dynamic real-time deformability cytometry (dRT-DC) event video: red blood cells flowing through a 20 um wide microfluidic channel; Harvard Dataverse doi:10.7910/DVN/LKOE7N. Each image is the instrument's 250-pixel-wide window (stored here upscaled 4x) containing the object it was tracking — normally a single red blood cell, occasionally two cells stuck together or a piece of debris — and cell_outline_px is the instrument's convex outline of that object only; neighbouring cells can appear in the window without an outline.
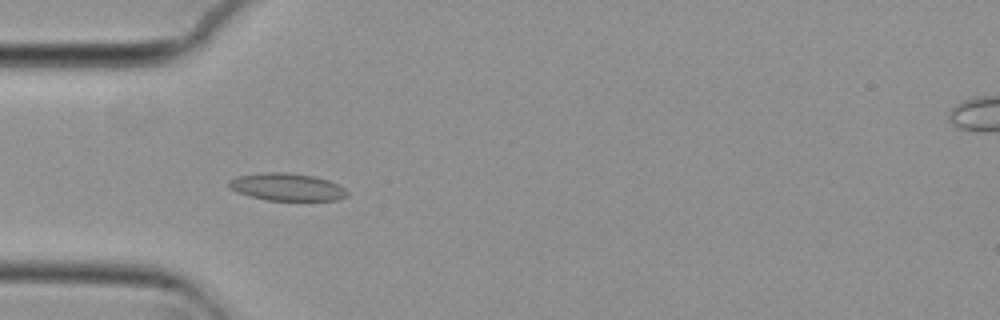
{"species": "common noctule bat (a hibernating species)", "species_latin": "Nyctalus noctula", "temperature_condition": "cold", "stored_images_in_passage": 53, "camera_frame_rate_fps": 3000, "um_per_image_px": 0.085, "animal": {"sex": "female", "body_mass_g": 29.2, "forearm_length_mm": 56.3}, "frame": {"image": 1, "passage_image": 15, "time_ms": 4.667, "image_size_px": [1000, 320], "cell_outline_px": [[348, 196], [336, 200], [268, 200], [248, 196], [236, 192], [228, 184], [228, 180], [236, 176], [264, 172], [288, 172], [316, 176], [328, 180], [344, 188], [348, 192]], "centroid_in_image_um": [24.38, 15.88], "position_along_channel_um": 60.6, "area_um2": 19.02}}
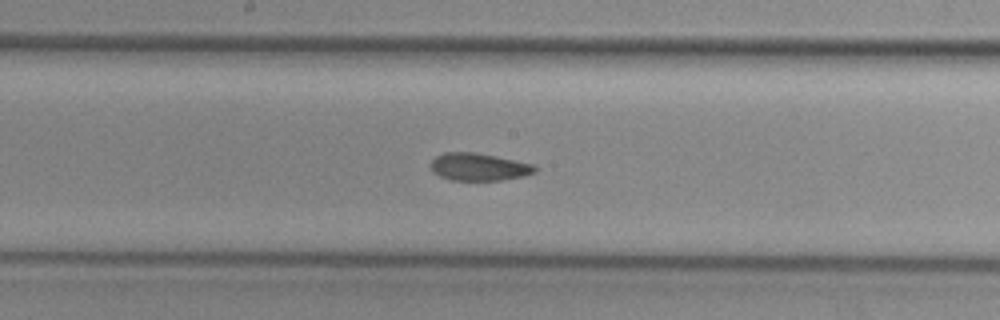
{"frame": {"image": 2, "passage_image": 27, "time_ms": 8.667, "image_size_px": [1000, 320], "cell_outline_px": [[536, 172], [524, 176], [500, 180], [452, 180], [440, 176], [432, 172], [428, 164], [436, 156], [444, 152], [476, 152], [536, 164]], "centroid_in_image_um": [40.69, 14.18], "position_along_channel_um": 207.5, "area_um2": 16.94}}
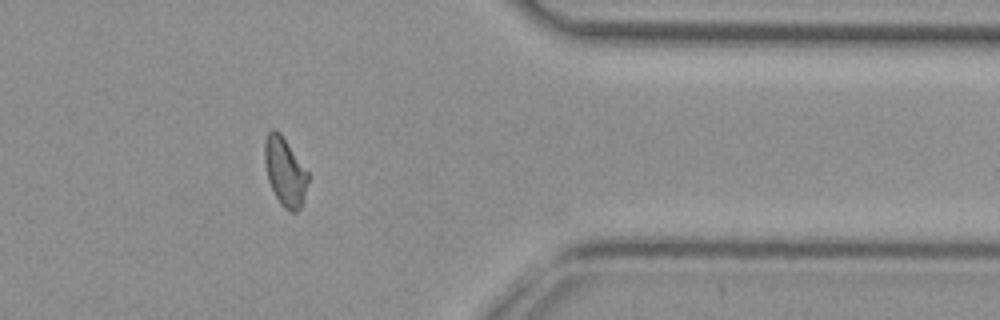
{"frame": {"image": 3, "passage_image": 43, "time_ms": 14.0, "image_size_px": [1000, 320], "cell_outline_px": [[308, 180], [300, 208], [296, 212], [292, 212], [284, 208], [280, 204], [268, 180], [264, 160], [264, 140], [268, 132], [272, 128], [276, 128], [280, 132], [308, 172]], "centroid_in_image_um": [24.19, 14.55], "position_along_channel_um": 387.2, "area_um2": 17.17}, "authors_computed_cell_mechanics": {"area_um2": 17.2822, "velocity_mm_per_s": 3.7298, "shape_relaxation_time_tau1_ms": null, "shape_relaxation_time_tau2_ms": 2.112, "deformation_change_tau1": null, "deformation_change_tau2": 0.0674}}